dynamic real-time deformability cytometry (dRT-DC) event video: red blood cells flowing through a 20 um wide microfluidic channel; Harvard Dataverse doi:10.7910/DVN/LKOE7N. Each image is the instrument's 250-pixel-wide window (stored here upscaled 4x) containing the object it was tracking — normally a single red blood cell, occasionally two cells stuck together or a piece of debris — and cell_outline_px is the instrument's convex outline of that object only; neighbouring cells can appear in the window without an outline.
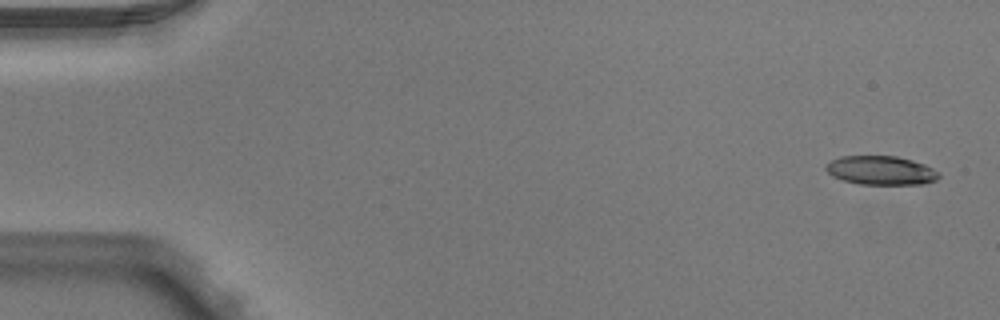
{"species": "Egyptian fruit bat (a non-hibernating species)", "species_latin": "Rousettus aegyptiacus", "temperature_condition": "warm", "stored_images_in_passage": 6, "camera_frame_rate_fps": 3000, "um_per_image_px": 0.085, "animal": {"sex": "male"}, "frame": {"image": 1, "passage_image": 1, "time_ms": 0.0, "image_size_px": [1000, 320], "cell_outline_px": [[940, 176], [936, 180], [924, 184], [860, 184], [844, 180], [832, 176], [824, 168], [832, 160], [840, 156], [896, 156], [912, 160], [924, 164], [940, 172]], "centroid_in_image_um": [74.91, 14.48], "position_along_channel_um": 10.1, "area_um2": 18.96}}
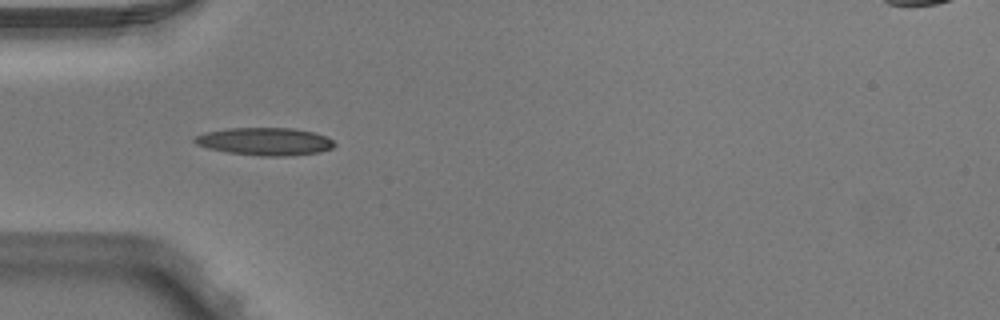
{"frame": {"image": 2, "passage_image": 5, "time_ms": 1.333, "image_size_px": [1000, 320], "cell_outline_px": [[336, 144], [332, 148], [320, 152], [284, 156], [260, 156], [228, 152], [208, 148], [196, 144], [192, 140], [196, 136], [204, 132], [228, 128], [296, 128], [312, 132], [324, 136], [332, 140]], "centroid_in_image_um": [22.5, 12.02], "position_along_channel_um": 62.5, "area_um2": 22.48}}
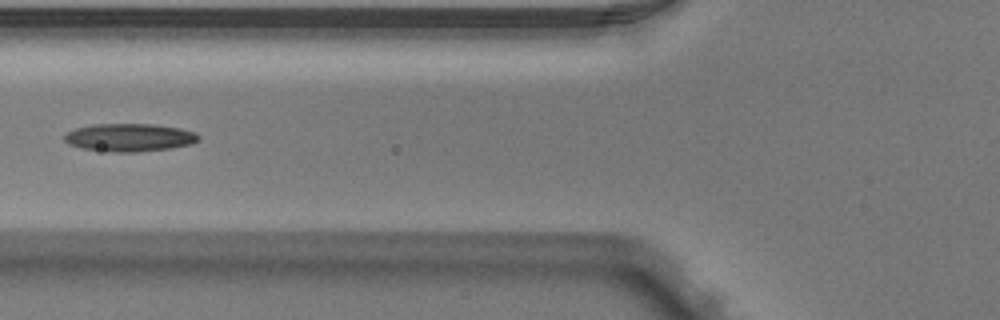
{"frame": {"image": 3, "passage_image": 6, "time_ms": 1.667, "image_size_px": [1000, 320], "cell_outline_px": [[200, 140], [192, 144], [172, 148], [136, 152], [112, 152], [80, 148], [68, 144], [64, 140], [64, 136], [68, 132], [76, 128], [96, 124], [152, 124], [180, 128], [196, 132], [200, 136]], "centroid_in_image_um": [11.04, 11.69], "position_along_channel_um": 114.8, "area_um2": 21.96}}